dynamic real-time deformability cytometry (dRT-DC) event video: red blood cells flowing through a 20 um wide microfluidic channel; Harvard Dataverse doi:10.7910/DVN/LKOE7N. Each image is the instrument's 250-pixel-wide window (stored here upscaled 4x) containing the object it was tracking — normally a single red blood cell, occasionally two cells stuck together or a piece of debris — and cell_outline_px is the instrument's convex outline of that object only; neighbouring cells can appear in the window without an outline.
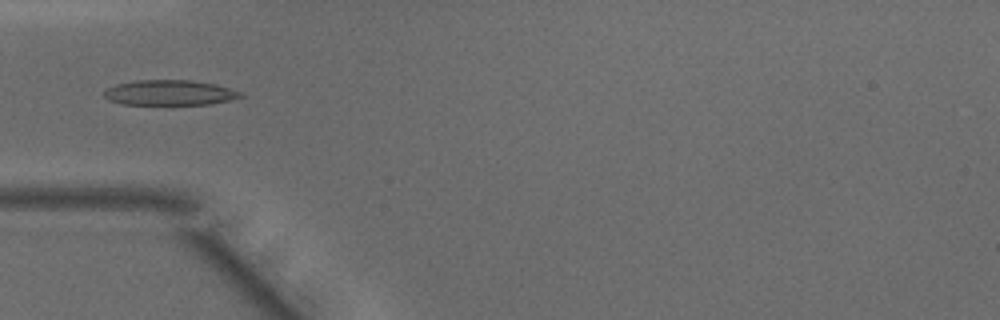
{"species": "common noctule bat (a hibernating species)", "species_latin": "Nyctalus noctula", "temperature_condition": "warm", "stored_images_in_passage": 38, "camera_frame_rate_fps": 3000, "um_per_image_px": 0.085, "animal": {"sex": "male", "body_mass_g": 15.6}, "frame": {"image": 1, "passage_image": 11, "time_ms": 3.333, "image_size_px": [1000, 320], "cell_outline_px": [[244, 96], [232, 100], [208, 104], [120, 104], [108, 100], [104, 96], [104, 92], [108, 88], [116, 84], [136, 80], [192, 80], [216, 84], [240, 92]], "centroid_in_image_um": [14.41, 7.87], "position_along_channel_um": 70.6, "area_um2": 20.0}}
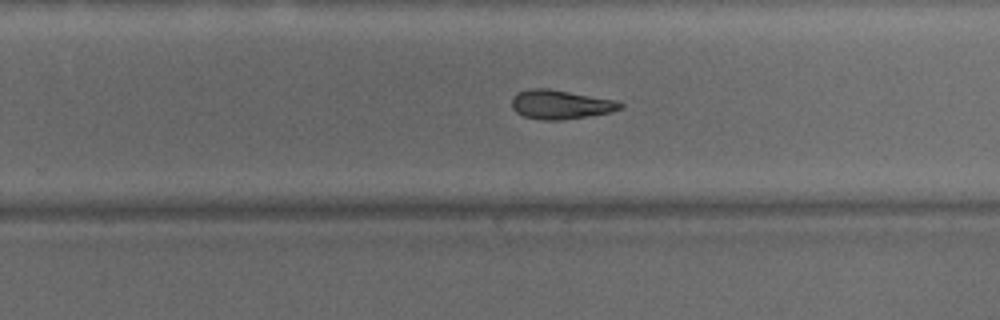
{"frame": {"image": 2, "passage_image": 26, "time_ms": 8.333, "image_size_px": [1000, 320], "cell_outline_px": [[624, 108], [612, 112], [588, 116], [560, 120], [540, 120], [524, 116], [516, 112], [512, 108], [512, 96], [516, 92], [528, 88], [548, 88], [616, 100], [624, 104]], "centroid_in_image_um": [47.64, 8.87], "position_along_channel_um": 282.2, "area_um2": 18.61}}
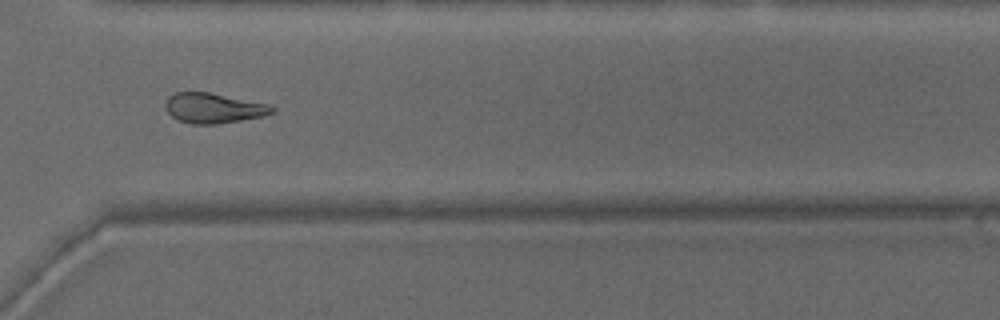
{"frame": {"image": 3, "passage_image": 31, "time_ms": 10.0, "image_size_px": [1000, 320], "cell_outline_px": [[276, 112], [264, 116], [216, 124], [192, 124], [176, 120], [164, 108], [164, 104], [168, 96], [176, 92], [208, 92], [268, 104], [276, 108]], "centroid_in_image_um": [18.13, 9.19], "position_along_channel_um": 352.5, "area_um2": 18.79}, "authors_computed_cell_mechanics": {"area_um2": 18.6983, "velocity_mm_per_s": 4.2121, "shape_relaxation_time_tau1_ms": 10.0844, "shape_relaxation_time_tau2_ms": 2.7778, "deformation_change_tau1": 0.2172, "deformation_change_tau2": 0.0994}}